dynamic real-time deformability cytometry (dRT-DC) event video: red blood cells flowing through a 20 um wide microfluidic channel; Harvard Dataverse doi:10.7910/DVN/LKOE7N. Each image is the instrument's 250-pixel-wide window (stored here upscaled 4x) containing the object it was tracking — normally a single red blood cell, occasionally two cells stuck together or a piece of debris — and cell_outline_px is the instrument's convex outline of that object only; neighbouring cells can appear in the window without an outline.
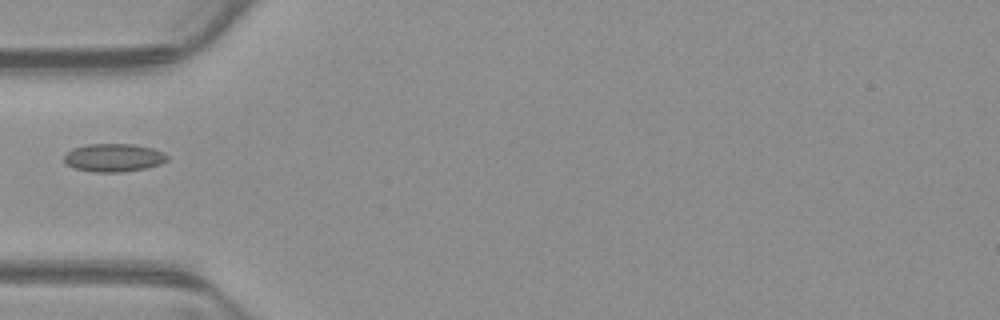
{"species": "common noctule bat (a hibernating species)", "species_latin": "Nyctalus noctula", "temperature_condition": "warm", "stored_images_in_passage": 32, "camera_frame_rate_fps": 3000, "um_per_image_px": 0.085, "animal": {"sex": "male", "body_mass_g": 23.1, "forearm_length_mm": 52.7}, "frame": {"image": 1, "passage_image": 1, "time_ms": 0.0, "image_size_px": [1000, 320], "cell_outline_px": [[168, 160], [160, 164], [144, 168], [120, 172], [92, 172], [72, 168], [64, 160], [64, 156], [72, 148], [88, 144], [132, 144], [152, 148], [164, 152], [168, 156]], "centroid_in_image_um": [9.65, 13.4], "position_along_channel_um": 75.3, "area_um2": 16.88}}
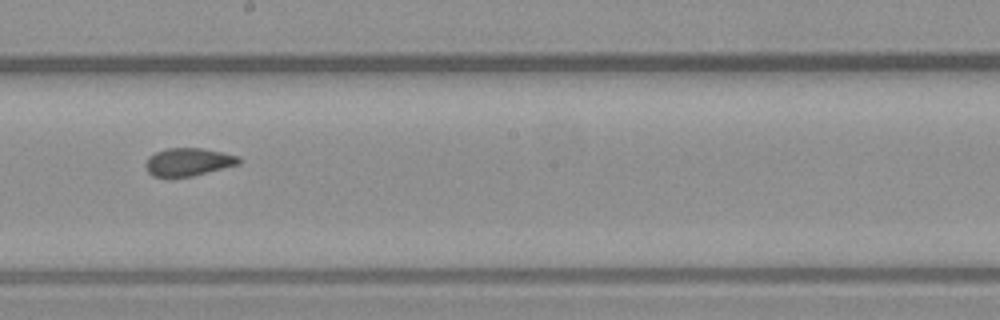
{"frame": {"image": 2, "passage_image": 13, "time_ms": 4.0, "image_size_px": [1000, 320], "cell_outline_px": [[240, 164], [192, 176], [152, 176], [148, 172], [144, 164], [148, 156], [156, 152], [168, 148], [200, 148], [240, 156]], "centroid_in_image_um": [15.99, 13.76], "position_along_channel_um": 232.2, "area_um2": 15.03}}
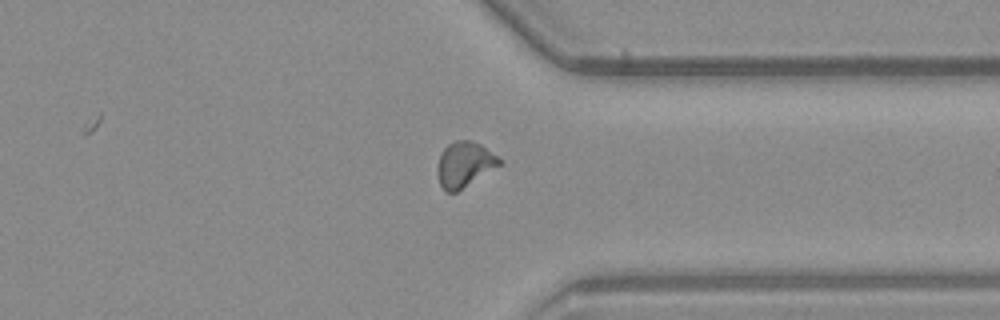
{"frame": {"image": 3, "passage_image": 24, "time_ms": 7.667, "image_size_px": [1000, 320], "cell_outline_px": [[504, 160], [500, 164], [456, 192], [448, 192], [440, 184], [436, 168], [440, 156], [444, 148], [448, 144], [456, 140], [472, 140], [480, 144]], "centroid_in_image_um": [39.47, 13.94], "position_along_channel_um": 371.9, "area_um2": 16.07}}